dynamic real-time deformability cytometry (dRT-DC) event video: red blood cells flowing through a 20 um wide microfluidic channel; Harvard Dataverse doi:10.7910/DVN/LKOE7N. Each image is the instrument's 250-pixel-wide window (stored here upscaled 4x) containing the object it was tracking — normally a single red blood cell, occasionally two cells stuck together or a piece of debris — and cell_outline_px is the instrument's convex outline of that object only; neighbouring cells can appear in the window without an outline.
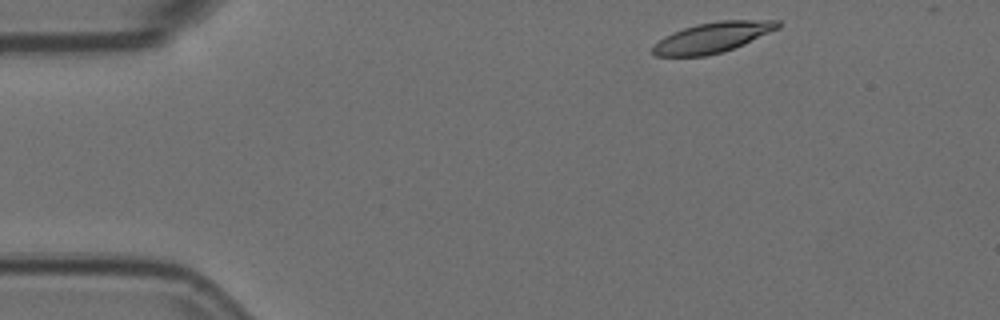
{"species": "Egyptian fruit bat (a non-hibernating species)", "species_latin": "Rousettus aegyptiacus", "temperature_condition": "room temperature", "stored_images_in_passage": 3, "camera_frame_rate_fps": 3000, "um_per_image_px": 0.085, "animal": {"sex": "female"}, "frame": {"image": 1, "passage_image": 1, "time_ms": 0.0, "image_size_px": [1000, 320], "cell_outline_px": [[780, 28], [744, 44], [720, 52], [704, 56], [656, 56], [652, 52], [652, 44], [664, 36], [672, 32], [696, 24], [720, 20], [780, 20]], "centroid_in_image_um": [60.55, 3.17], "position_along_channel_um": 24.5, "area_um2": 22.14}}